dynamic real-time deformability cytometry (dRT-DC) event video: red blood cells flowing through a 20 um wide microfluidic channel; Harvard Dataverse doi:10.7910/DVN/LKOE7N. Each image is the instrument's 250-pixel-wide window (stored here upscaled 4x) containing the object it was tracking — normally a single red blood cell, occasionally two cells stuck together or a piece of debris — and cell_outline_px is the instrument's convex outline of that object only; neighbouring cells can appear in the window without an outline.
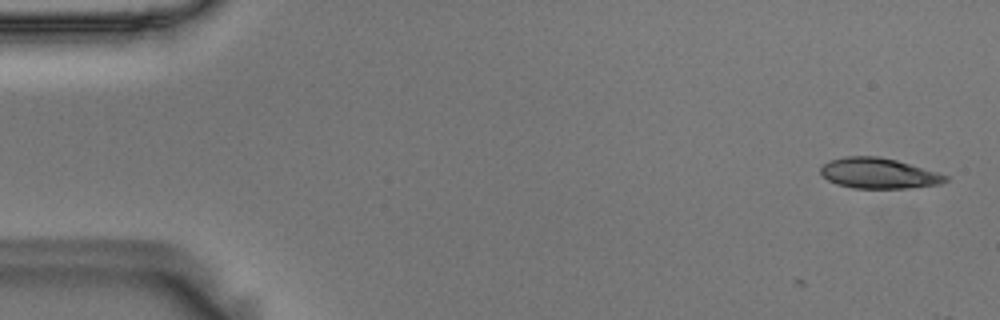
{"species": "Egyptian fruit bat (a non-hibernating species)", "species_latin": "Rousettus aegyptiacus", "temperature_condition": "room temperature", "stored_images_in_passage": 2, "camera_frame_rate_fps": 3000, "um_per_image_px": 0.085, "animal": {"sex": "male"}, "frame": {"image": 1, "passage_image": 2, "time_ms": 0.333, "image_size_px": [1000, 320], "cell_outline_px": [[948, 180], [940, 184], [908, 188], [852, 188], [836, 184], [828, 180], [820, 172], [820, 168], [824, 164], [832, 160], [848, 156], [876, 156], [896, 160], [936, 172], [948, 176]], "centroid_in_image_um": [74.67, 14.74], "position_along_channel_um": 10.3, "area_um2": 21.91}}